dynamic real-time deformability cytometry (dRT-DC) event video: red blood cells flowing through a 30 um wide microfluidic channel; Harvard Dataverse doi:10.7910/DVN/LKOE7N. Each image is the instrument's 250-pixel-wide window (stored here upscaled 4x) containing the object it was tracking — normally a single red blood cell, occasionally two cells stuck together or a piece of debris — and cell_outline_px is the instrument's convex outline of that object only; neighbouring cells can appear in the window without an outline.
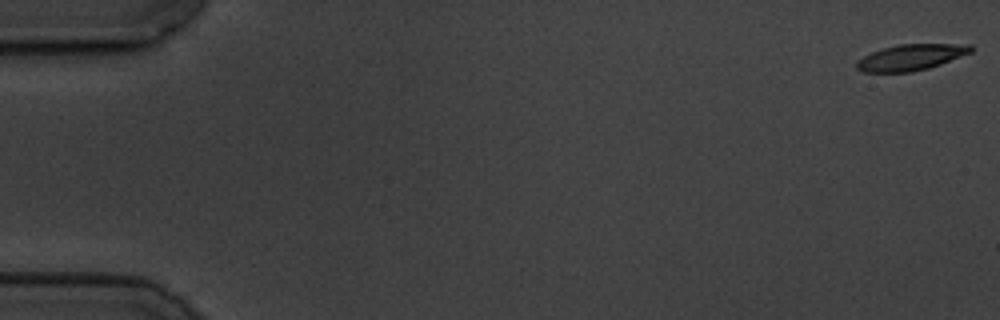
{"species": "common noctule bat (a hibernating species)", "species_latin": "Nyctalus noctula", "temperature_condition": "cold", "stored_images_in_passage": 12, "camera_frame_rate_fps": 3000, "um_per_image_px": 0.085, "animal": {"sex": "male", "body_mass_g": 19.5, "forearm_length_mm": 54.6}, "frame": {"image": 1, "passage_image": 1, "time_ms": 0.0, "image_size_px": [1000, 320], "cell_outline_px": [[972, 52], [940, 64], [928, 68], [912, 72], [864, 72], [856, 68], [856, 60], [872, 52], [884, 48], [900, 44], [972, 44]], "centroid_in_image_um": [77.42, 4.87], "position_along_channel_um": 7.6, "area_um2": 17.22}}